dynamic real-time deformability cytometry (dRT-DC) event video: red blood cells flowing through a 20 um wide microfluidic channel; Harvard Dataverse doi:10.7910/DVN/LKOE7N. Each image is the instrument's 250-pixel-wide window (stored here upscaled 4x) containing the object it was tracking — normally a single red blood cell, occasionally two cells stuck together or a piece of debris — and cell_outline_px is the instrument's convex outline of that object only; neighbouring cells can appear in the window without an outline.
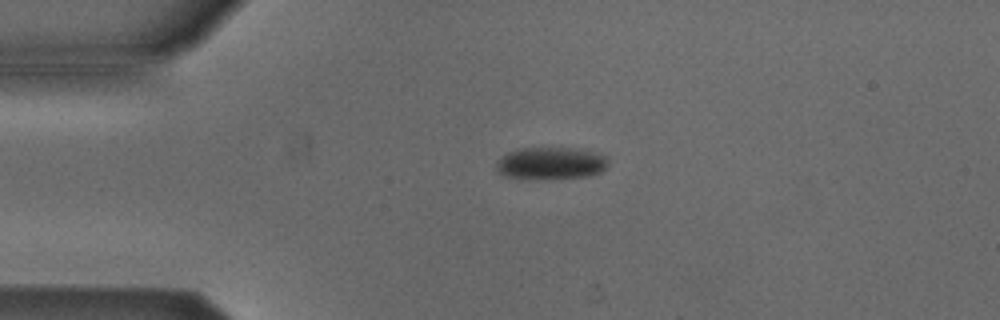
{"species": "Egyptian fruit bat (a non-hibernating species)", "species_latin": "Rousettus aegyptiacus", "temperature_condition": "cold", "stored_images_in_passage": 2, "camera_frame_rate_fps": 3000, "um_per_image_px": 0.085, "animal": {"sex": "male"}, "frame": {"image": 1, "passage_image": 2, "time_ms": 0.333, "image_size_px": [1000, 320], "cell_outline_px": [[608, 164], [600, 172], [588, 176], [508, 176], [500, 172], [496, 168], [496, 164], [508, 152], [520, 148], [568, 148], [588, 152], [604, 156], [608, 160]], "centroid_in_image_um": [46.83, 13.83], "position_along_channel_um": 38.2, "area_um2": 19.42}}